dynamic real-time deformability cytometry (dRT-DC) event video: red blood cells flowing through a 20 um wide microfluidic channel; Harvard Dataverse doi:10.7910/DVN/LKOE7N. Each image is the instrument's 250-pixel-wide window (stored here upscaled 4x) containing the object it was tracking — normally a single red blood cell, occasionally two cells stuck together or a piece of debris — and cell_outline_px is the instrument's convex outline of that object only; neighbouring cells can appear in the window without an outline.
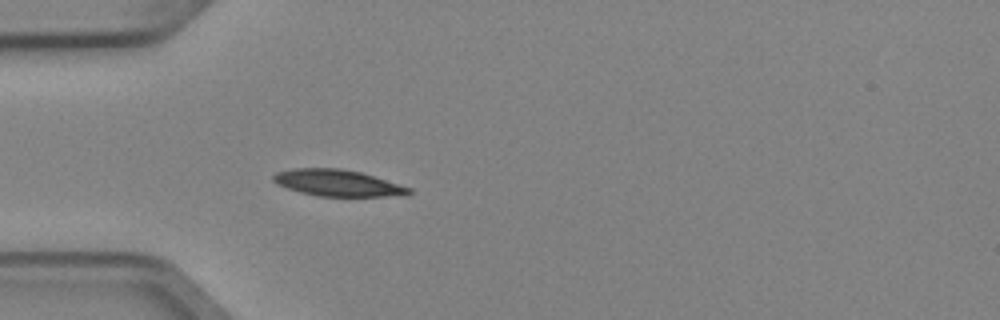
{"species": "Egyptian fruit bat (a non-hibernating species)", "species_latin": "Rousettus aegyptiacus", "temperature_condition": "cold", "stored_images_in_passage": 3, "camera_frame_rate_fps": 3000, "um_per_image_px": 0.085, "animal": {"sex": "female"}, "frame": {"image": 1, "passage_image": 3, "time_ms": 0.667, "image_size_px": [1000, 320], "cell_outline_px": [[412, 192], [408, 196], [320, 196], [300, 192], [276, 184], [272, 180], [272, 176], [276, 172], [292, 168], [340, 168], [360, 172], [412, 188]], "centroid_in_image_um": [28.7, 15.55], "position_along_channel_um": 56.3, "area_um2": 20.98}}